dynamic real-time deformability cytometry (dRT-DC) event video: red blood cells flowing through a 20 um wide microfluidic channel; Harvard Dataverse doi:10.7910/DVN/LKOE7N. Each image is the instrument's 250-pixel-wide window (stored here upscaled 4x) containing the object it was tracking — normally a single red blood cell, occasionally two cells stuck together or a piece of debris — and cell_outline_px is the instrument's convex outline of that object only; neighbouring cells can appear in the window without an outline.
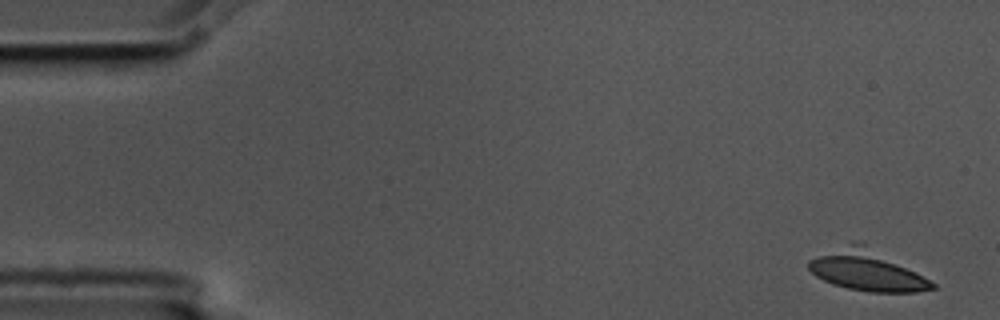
{"species": "common noctule bat (a hibernating species)", "species_latin": "Nyctalus noctula", "temperature_condition": "cold", "stored_images_in_passage": 6, "camera_frame_rate_fps": 3000, "um_per_image_px": 0.085, "animal": {"sex": "male", "body_mass_g": 17.5, "forearm_length_mm": 52.3}, "frame": {"image": 1, "passage_image": 1, "time_ms": 0.0, "image_size_px": [1000, 320], "cell_outline_px": [[940, 288], [916, 292], [868, 292], [848, 288], [832, 284], [816, 276], [808, 268], [808, 260], [816, 256], [856, 244], [864, 244], [936, 284]], "centroid_in_image_um": [73.7, 23.07], "position_along_channel_um": 11.3, "area_um2": 27.74}}
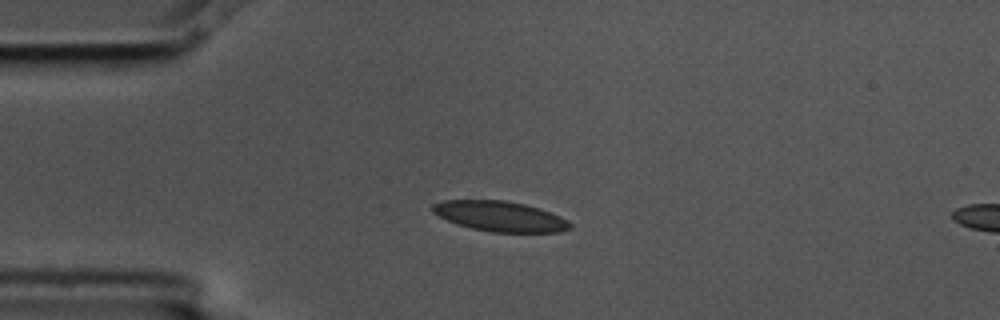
{"frame": {"image": 2, "passage_image": 4, "time_ms": 1.0, "image_size_px": [1000, 320], "cell_outline_px": [[572, 228], [560, 232], [492, 232], [472, 228], [456, 224], [432, 212], [432, 204], [444, 200], [504, 200], [524, 204], [540, 208], [560, 216], [568, 220], [572, 224]], "centroid_in_image_um": [42.53, 18.38], "position_along_channel_um": 42.5, "area_um2": 24.22}}